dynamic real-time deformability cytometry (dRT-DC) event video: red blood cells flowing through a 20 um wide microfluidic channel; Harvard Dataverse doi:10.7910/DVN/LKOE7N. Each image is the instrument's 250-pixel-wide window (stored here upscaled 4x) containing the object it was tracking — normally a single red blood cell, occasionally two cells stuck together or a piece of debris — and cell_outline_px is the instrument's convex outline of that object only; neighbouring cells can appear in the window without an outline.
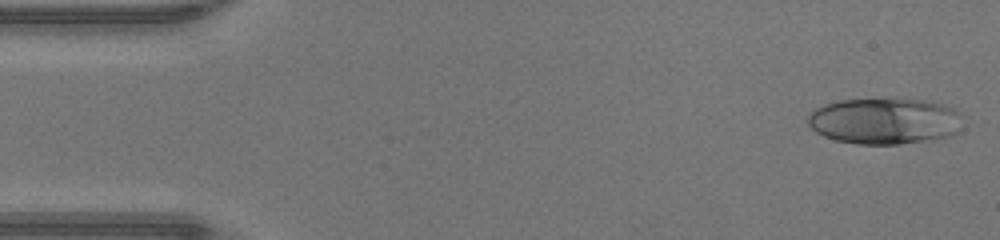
{"species": "human", "species_latin": "Homo sapiens", "temperature_condition": "warm", "stored_images_in_passage": 46, "camera_frame_rate_fps": 3000, "um_per_image_px": 0.085, "donor": {"sex": "male"}, "frame": {"image": 1, "passage_image": 1, "time_ms": 0.0, "image_size_px": [1000, 240], "cell_outline_px": [[964, 116], [956, 132], [952, 136], [900, 144], [856, 144], [836, 140], [824, 136], [816, 132], [808, 124], [808, 112], [824, 104], [836, 100], [932, 100], [944, 104], [960, 112]], "centroid_in_image_um": [75.2, 10.29], "position_along_channel_um": 9.8, "area_um2": 41.73}}
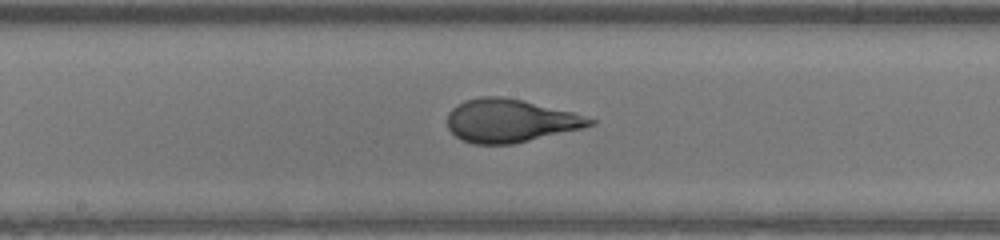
{"frame": {"image": 2, "passage_image": 23, "time_ms": 7.333, "image_size_px": [1000, 240], "cell_outline_px": [[596, 124], [584, 128], [512, 144], [472, 144], [456, 136], [448, 128], [448, 112], [456, 104], [464, 100], [480, 96], [500, 96], [524, 100], [572, 112], [596, 120]], "centroid_in_image_um": [43.36, 10.25], "position_along_channel_um": 204.8, "area_um2": 35.89}}
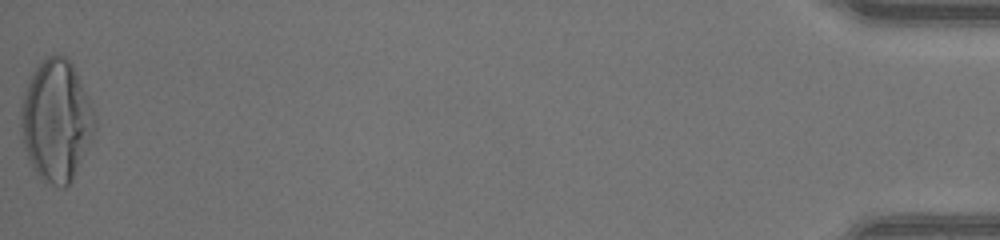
{"frame": {"image": 3, "passage_image": 46, "time_ms": 15.0, "image_size_px": [1000, 240], "cell_outline_px": [[96, 128], [92, 140], [72, 180], [64, 188], [60, 188], [44, 180], [28, 164], [20, 124], [20, 108], [24, 92], [32, 72], [48, 56], [64, 56], [72, 64], [76, 72], [96, 116]], "centroid_in_image_um": [4.78, 10.29], "position_along_channel_um": 430.4, "area_um2": 52.02}, "authors_computed_cell_mechanics": {"area_um2": 37.6278, "velocity_mm_per_s": 4.3822, "shape_relaxation_time_tau1_ms": 7.833, "shape_relaxation_time_tau2_ms": null, "deformation_change_tau1": 0.3558, "deformation_change_tau2": null}}